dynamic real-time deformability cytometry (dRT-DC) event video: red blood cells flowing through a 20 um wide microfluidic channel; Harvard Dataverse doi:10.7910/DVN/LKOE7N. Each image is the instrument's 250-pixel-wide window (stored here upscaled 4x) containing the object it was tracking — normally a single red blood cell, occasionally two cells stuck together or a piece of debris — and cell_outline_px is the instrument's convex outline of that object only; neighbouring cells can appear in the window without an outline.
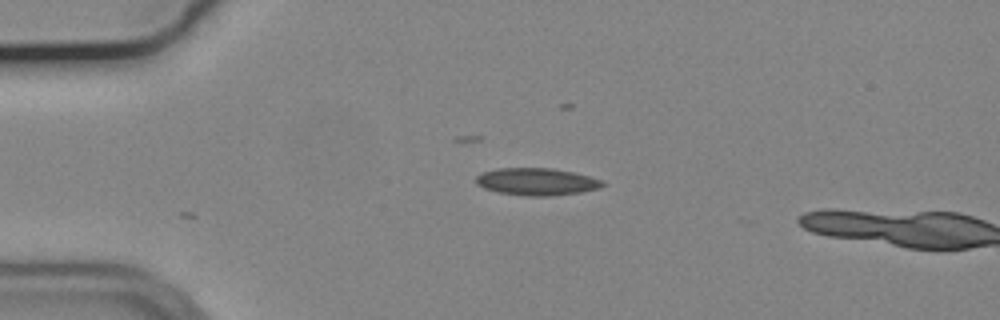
{"species": "common noctule bat (a hibernating species)", "species_latin": "Nyctalus noctula", "temperature_condition": "cold", "stored_images_in_passage": 3, "camera_frame_rate_fps": 3000, "um_per_image_px": 0.085, "animal": {"sex": "male", "body_mass_g": 19.2, "forearm_length_mm": 51.8}, "frame": {"image": 1, "passage_image": 1, "time_ms": 0.0, "image_size_px": [1000, 320], "cell_outline_px": [[608, 184], [600, 188], [580, 192], [552, 196], [524, 196], [496, 192], [484, 188], [476, 184], [476, 176], [484, 172], [496, 168], [552, 168], [576, 172], [604, 180]], "centroid_in_image_um": [45.67, 15.44], "position_along_channel_um": 39.3, "area_um2": 20.46}}